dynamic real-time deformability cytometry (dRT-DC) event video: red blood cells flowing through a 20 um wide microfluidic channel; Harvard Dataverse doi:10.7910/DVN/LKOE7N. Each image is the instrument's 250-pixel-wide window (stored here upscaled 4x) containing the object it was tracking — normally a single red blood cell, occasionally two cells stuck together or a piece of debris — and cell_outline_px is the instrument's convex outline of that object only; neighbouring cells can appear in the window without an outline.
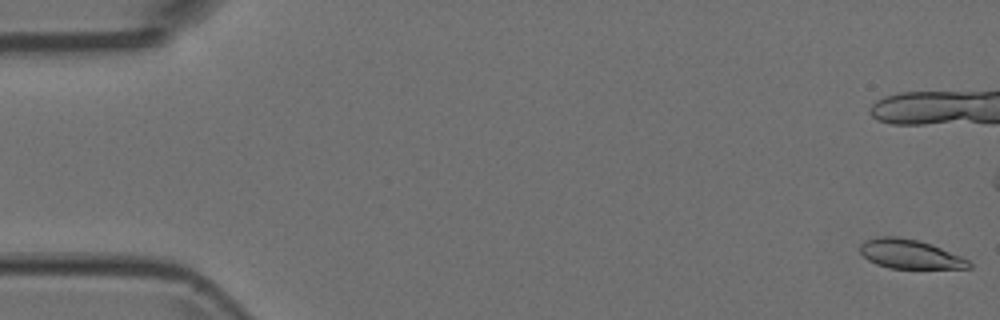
{"species": "Egyptian fruit bat (a non-hibernating species)", "species_latin": "Rousettus aegyptiacus", "temperature_condition": "room temperature", "stored_images_in_passage": 6, "camera_frame_rate_fps": 3000, "um_per_image_px": 0.085, "animal": {"sex": "female"}, "frame": {"image": 1, "passage_image": 1, "time_ms": 0.0, "image_size_px": [1000, 320], "cell_outline_px": [[972, 268], [888, 268], [876, 264], [868, 260], [860, 252], [860, 244], [864, 240], [880, 236], [896, 236], [916, 240], [932, 244], [960, 256], [968, 260], [972, 264]], "centroid_in_image_um": [77.31, 21.59], "position_along_channel_um": 7.7, "area_um2": 18.44}}